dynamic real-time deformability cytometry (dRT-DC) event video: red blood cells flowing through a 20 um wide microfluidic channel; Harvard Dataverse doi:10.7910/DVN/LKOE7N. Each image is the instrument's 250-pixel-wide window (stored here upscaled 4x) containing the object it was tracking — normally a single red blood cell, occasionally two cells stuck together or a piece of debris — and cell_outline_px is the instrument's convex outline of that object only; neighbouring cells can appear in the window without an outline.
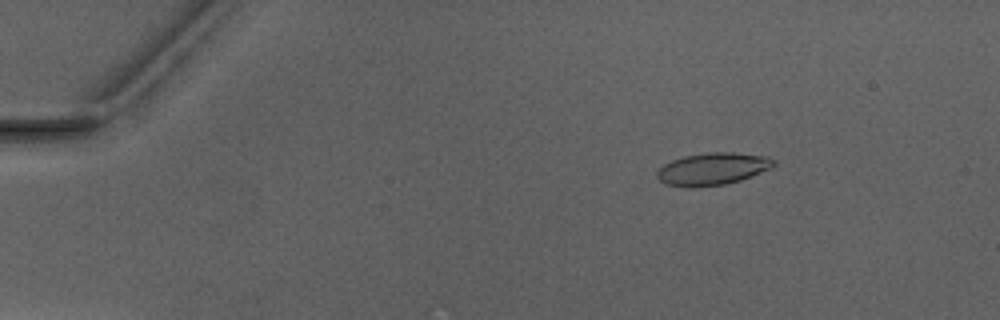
{"species": "Egyptian fruit bat (a non-hibernating species)", "species_latin": "Rousettus aegyptiacus", "temperature_condition": "warm", "stored_images_in_passage": 2, "camera_frame_rate_fps": 3000, "um_per_image_px": 0.085, "animal": {"sex": "male"}, "frame": {"image": 1, "passage_image": 2, "time_ms": 2.333, "image_size_px": [1000, 320], "cell_outline_px": [[776, 164], [772, 168], [740, 180], [724, 184], [692, 188], [688, 188], [664, 184], [656, 176], [656, 172], [664, 164], [672, 160], [684, 156], [708, 152], [732, 152], [768, 156]], "centroid_in_image_um": [60.55, 14.36], "position_along_channel_um": 24.5, "area_um2": 22.02}}